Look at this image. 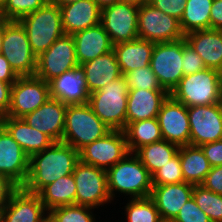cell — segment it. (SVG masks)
<instances>
[{"mask_svg":"<svg viewBox=\"0 0 222 222\" xmlns=\"http://www.w3.org/2000/svg\"><path fill=\"white\" fill-rule=\"evenodd\" d=\"M79 161V152L71 145L54 142L50 147L30 157L29 174L22 188L38 194L58 178L72 174Z\"/></svg>","mask_w":222,"mask_h":222,"instance_id":"cell-1","label":"cell"},{"mask_svg":"<svg viewBox=\"0 0 222 222\" xmlns=\"http://www.w3.org/2000/svg\"><path fill=\"white\" fill-rule=\"evenodd\" d=\"M128 153L122 160L110 167L107 173V187L111 200L114 191L131 195L134 198L150 197L152 176L139 158Z\"/></svg>","mask_w":222,"mask_h":222,"instance_id":"cell-2","label":"cell"},{"mask_svg":"<svg viewBox=\"0 0 222 222\" xmlns=\"http://www.w3.org/2000/svg\"><path fill=\"white\" fill-rule=\"evenodd\" d=\"M170 95L187 107L221 103L222 73L205 68L197 73L184 75Z\"/></svg>","mask_w":222,"mask_h":222,"instance_id":"cell-3","label":"cell"},{"mask_svg":"<svg viewBox=\"0 0 222 222\" xmlns=\"http://www.w3.org/2000/svg\"><path fill=\"white\" fill-rule=\"evenodd\" d=\"M111 130L88 103L67 104L62 142L71 145L78 152Z\"/></svg>","mask_w":222,"mask_h":222,"instance_id":"cell-4","label":"cell"},{"mask_svg":"<svg viewBox=\"0 0 222 222\" xmlns=\"http://www.w3.org/2000/svg\"><path fill=\"white\" fill-rule=\"evenodd\" d=\"M129 86L123 75L89 94L88 104L112 130H124Z\"/></svg>","mask_w":222,"mask_h":222,"instance_id":"cell-5","label":"cell"},{"mask_svg":"<svg viewBox=\"0 0 222 222\" xmlns=\"http://www.w3.org/2000/svg\"><path fill=\"white\" fill-rule=\"evenodd\" d=\"M19 22L26 29L33 53L38 57L65 34L60 7L48 1Z\"/></svg>","mask_w":222,"mask_h":222,"instance_id":"cell-6","label":"cell"},{"mask_svg":"<svg viewBox=\"0 0 222 222\" xmlns=\"http://www.w3.org/2000/svg\"><path fill=\"white\" fill-rule=\"evenodd\" d=\"M18 76H33L37 57L33 53L26 29L19 21L4 19L2 53Z\"/></svg>","mask_w":222,"mask_h":222,"instance_id":"cell-7","label":"cell"},{"mask_svg":"<svg viewBox=\"0 0 222 222\" xmlns=\"http://www.w3.org/2000/svg\"><path fill=\"white\" fill-rule=\"evenodd\" d=\"M79 67L72 35L59 37L45 52L37 57L35 75L49 83L64 72Z\"/></svg>","mask_w":222,"mask_h":222,"instance_id":"cell-8","label":"cell"},{"mask_svg":"<svg viewBox=\"0 0 222 222\" xmlns=\"http://www.w3.org/2000/svg\"><path fill=\"white\" fill-rule=\"evenodd\" d=\"M137 21L140 39L160 43L180 40L185 36L178 19L156 9L150 3L139 6Z\"/></svg>","mask_w":222,"mask_h":222,"instance_id":"cell-9","label":"cell"},{"mask_svg":"<svg viewBox=\"0 0 222 222\" xmlns=\"http://www.w3.org/2000/svg\"><path fill=\"white\" fill-rule=\"evenodd\" d=\"M49 83L36 75L19 76L11 87L10 107L6 116L23 118L50 98Z\"/></svg>","mask_w":222,"mask_h":222,"instance_id":"cell-10","label":"cell"},{"mask_svg":"<svg viewBox=\"0 0 222 222\" xmlns=\"http://www.w3.org/2000/svg\"><path fill=\"white\" fill-rule=\"evenodd\" d=\"M76 204L97 208L111 201L105 170L79 161L73 172Z\"/></svg>","mask_w":222,"mask_h":222,"instance_id":"cell-11","label":"cell"},{"mask_svg":"<svg viewBox=\"0 0 222 222\" xmlns=\"http://www.w3.org/2000/svg\"><path fill=\"white\" fill-rule=\"evenodd\" d=\"M181 62L182 39L154 44L150 66L161 87L169 93L184 76Z\"/></svg>","mask_w":222,"mask_h":222,"instance_id":"cell-12","label":"cell"},{"mask_svg":"<svg viewBox=\"0 0 222 222\" xmlns=\"http://www.w3.org/2000/svg\"><path fill=\"white\" fill-rule=\"evenodd\" d=\"M138 9V6L124 1L101 9L100 24L113 45L139 38Z\"/></svg>","mask_w":222,"mask_h":222,"instance_id":"cell-13","label":"cell"},{"mask_svg":"<svg viewBox=\"0 0 222 222\" xmlns=\"http://www.w3.org/2000/svg\"><path fill=\"white\" fill-rule=\"evenodd\" d=\"M129 153L126 136L122 130L108 134L86 145L79 151L80 161L107 171Z\"/></svg>","mask_w":222,"mask_h":222,"instance_id":"cell-14","label":"cell"},{"mask_svg":"<svg viewBox=\"0 0 222 222\" xmlns=\"http://www.w3.org/2000/svg\"><path fill=\"white\" fill-rule=\"evenodd\" d=\"M190 145L222 140V102L188 107Z\"/></svg>","mask_w":222,"mask_h":222,"instance_id":"cell-15","label":"cell"},{"mask_svg":"<svg viewBox=\"0 0 222 222\" xmlns=\"http://www.w3.org/2000/svg\"><path fill=\"white\" fill-rule=\"evenodd\" d=\"M162 139L175 145H190L188 107L171 95L163 102L157 116Z\"/></svg>","mask_w":222,"mask_h":222,"instance_id":"cell-16","label":"cell"},{"mask_svg":"<svg viewBox=\"0 0 222 222\" xmlns=\"http://www.w3.org/2000/svg\"><path fill=\"white\" fill-rule=\"evenodd\" d=\"M30 157L0 124V175L22 187L29 174Z\"/></svg>","mask_w":222,"mask_h":222,"instance_id":"cell-17","label":"cell"},{"mask_svg":"<svg viewBox=\"0 0 222 222\" xmlns=\"http://www.w3.org/2000/svg\"><path fill=\"white\" fill-rule=\"evenodd\" d=\"M38 194L18 187L0 212V222H43L48 212ZM45 217H44V216Z\"/></svg>","mask_w":222,"mask_h":222,"instance_id":"cell-18","label":"cell"},{"mask_svg":"<svg viewBox=\"0 0 222 222\" xmlns=\"http://www.w3.org/2000/svg\"><path fill=\"white\" fill-rule=\"evenodd\" d=\"M66 108V103L50 97L35 111L26 114L23 119L29 126L48 135L54 142H62Z\"/></svg>","mask_w":222,"mask_h":222,"instance_id":"cell-19","label":"cell"},{"mask_svg":"<svg viewBox=\"0 0 222 222\" xmlns=\"http://www.w3.org/2000/svg\"><path fill=\"white\" fill-rule=\"evenodd\" d=\"M152 186L150 198L162 221H173L186 201L193 197L194 185L188 182Z\"/></svg>","mask_w":222,"mask_h":222,"instance_id":"cell-20","label":"cell"},{"mask_svg":"<svg viewBox=\"0 0 222 222\" xmlns=\"http://www.w3.org/2000/svg\"><path fill=\"white\" fill-rule=\"evenodd\" d=\"M169 95L167 90L129 89L126 126L132 122L157 118L163 102Z\"/></svg>","mask_w":222,"mask_h":222,"instance_id":"cell-21","label":"cell"},{"mask_svg":"<svg viewBox=\"0 0 222 222\" xmlns=\"http://www.w3.org/2000/svg\"><path fill=\"white\" fill-rule=\"evenodd\" d=\"M50 96L66 104L88 103L89 92L85 76L79 67L64 72L49 82Z\"/></svg>","mask_w":222,"mask_h":222,"instance_id":"cell-22","label":"cell"},{"mask_svg":"<svg viewBox=\"0 0 222 222\" xmlns=\"http://www.w3.org/2000/svg\"><path fill=\"white\" fill-rule=\"evenodd\" d=\"M65 34L88 29L100 24L101 8L94 0H79L60 7Z\"/></svg>","mask_w":222,"mask_h":222,"instance_id":"cell-23","label":"cell"},{"mask_svg":"<svg viewBox=\"0 0 222 222\" xmlns=\"http://www.w3.org/2000/svg\"><path fill=\"white\" fill-rule=\"evenodd\" d=\"M79 66L113 50L112 41L101 24L72 35Z\"/></svg>","mask_w":222,"mask_h":222,"instance_id":"cell-24","label":"cell"},{"mask_svg":"<svg viewBox=\"0 0 222 222\" xmlns=\"http://www.w3.org/2000/svg\"><path fill=\"white\" fill-rule=\"evenodd\" d=\"M184 39L199 54L206 68L222 73V30H197L187 33Z\"/></svg>","mask_w":222,"mask_h":222,"instance_id":"cell-25","label":"cell"},{"mask_svg":"<svg viewBox=\"0 0 222 222\" xmlns=\"http://www.w3.org/2000/svg\"><path fill=\"white\" fill-rule=\"evenodd\" d=\"M0 124L29 157L45 150L54 143L48 135L29 126L23 118L3 116L0 118Z\"/></svg>","mask_w":222,"mask_h":222,"instance_id":"cell-26","label":"cell"},{"mask_svg":"<svg viewBox=\"0 0 222 222\" xmlns=\"http://www.w3.org/2000/svg\"><path fill=\"white\" fill-rule=\"evenodd\" d=\"M80 68L85 76L89 94L122 75L113 50L81 64Z\"/></svg>","mask_w":222,"mask_h":222,"instance_id":"cell-27","label":"cell"},{"mask_svg":"<svg viewBox=\"0 0 222 222\" xmlns=\"http://www.w3.org/2000/svg\"><path fill=\"white\" fill-rule=\"evenodd\" d=\"M154 44V42L137 38L113 45L121 74L124 76L137 68L149 66Z\"/></svg>","mask_w":222,"mask_h":222,"instance_id":"cell-28","label":"cell"},{"mask_svg":"<svg viewBox=\"0 0 222 222\" xmlns=\"http://www.w3.org/2000/svg\"><path fill=\"white\" fill-rule=\"evenodd\" d=\"M178 153L184 182L200 185L211 170V165L200 146H180Z\"/></svg>","mask_w":222,"mask_h":222,"instance_id":"cell-29","label":"cell"},{"mask_svg":"<svg viewBox=\"0 0 222 222\" xmlns=\"http://www.w3.org/2000/svg\"><path fill=\"white\" fill-rule=\"evenodd\" d=\"M38 195L47 212L55 207L76 204V185L73 173L48 184Z\"/></svg>","mask_w":222,"mask_h":222,"instance_id":"cell-30","label":"cell"},{"mask_svg":"<svg viewBox=\"0 0 222 222\" xmlns=\"http://www.w3.org/2000/svg\"><path fill=\"white\" fill-rule=\"evenodd\" d=\"M123 131L130 153H134L144 145L162 140V133L157 118L129 123Z\"/></svg>","mask_w":222,"mask_h":222,"instance_id":"cell-31","label":"cell"},{"mask_svg":"<svg viewBox=\"0 0 222 222\" xmlns=\"http://www.w3.org/2000/svg\"><path fill=\"white\" fill-rule=\"evenodd\" d=\"M179 150V146L162 139L137 149L135 154L152 176L158 169L166 165Z\"/></svg>","mask_w":222,"mask_h":222,"instance_id":"cell-32","label":"cell"},{"mask_svg":"<svg viewBox=\"0 0 222 222\" xmlns=\"http://www.w3.org/2000/svg\"><path fill=\"white\" fill-rule=\"evenodd\" d=\"M213 0H187L180 26L183 33L210 29V10Z\"/></svg>","mask_w":222,"mask_h":222,"instance_id":"cell-33","label":"cell"},{"mask_svg":"<svg viewBox=\"0 0 222 222\" xmlns=\"http://www.w3.org/2000/svg\"><path fill=\"white\" fill-rule=\"evenodd\" d=\"M125 209L128 222H162L159 211L150 197L131 199Z\"/></svg>","mask_w":222,"mask_h":222,"instance_id":"cell-34","label":"cell"},{"mask_svg":"<svg viewBox=\"0 0 222 222\" xmlns=\"http://www.w3.org/2000/svg\"><path fill=\"white\" fill-rule=\"evenodd\" d=\"M193 198L211 222H222V195L200 185H194Z\"/></svg>","mask_w":222,"mask_h":222,"instance_id":"cell-35","label":"cell"},{"mask_svg":"<svg viewBox=\"0 0 222 222\" xmlns=\"http://www.w3.org/2000/svg\"><path fill=\"white\" fill-rule=\"evenodd\" d=\"M48 0H3L0 4V17L8 21H19L40 7Z\"/></svg>","mask_w":222,"mask_h":222,"instance_id":"cell-36","label":"cell"},{"mask_svg":"<svg viewBox=\"0 0 222 222\" xmlns=\"http://www.w3.org/2000/svg\"><path fill=\"white\" fill-rule=\"evenodd\" d=\"M92 209L94 208L77 204L59 206L51 209L48 217L52 222H94L95 218L90 211Z\"/></svg>","mask_w":222,"mask_h":222,"instance_id":"cell-37","label":"cell"},{"mask_svg":"<svg viewBox=\"0 0 222 222\" xmlns=\"http://www.w3.org/2000/svg\"><path fill=\"white\" fill-rule=\"evenodd\" d=\"M129 89L165 90L159 84L151 66L137 68L124 75Z\"/></svg>","mask_w":222,"mask_h":222,"instance_id":"cell-38","label":"cell"},{"mask_svg":"<svg viewBox=\"0 0 222 222\" xmlns=\"http://www.w3.org/2000/svg\"><path fill=\"white\" fill-rule=\"evenodd\" d=\"M181 182H184V177L179 153L152 175V185L177 184Z\"/></svg>","mask_w":222,"mask_h":222,"instance_id":"cell-39","label":"cell"},{"mask_svg":"<svg viewBox=\"0 0 222 222\" xmlns=\"http://www.w3.org/2000/svg\"><path fill=\"white\" fill-rule=\"evenodd\" d=\"M182 69L184 75L194 74L205 69L202 58L198 53L182 38Z\"/></svg>","mask_w":222,"mask_h":222,"instance_id":"cell-40","label":"cell"},{"mask_svg":"<svg viewBox=\"0 0 222 222\" xmlns=\"http://www.w3.org/2000/svg\"><path fill=\"white\" fill-rule=\"evenodd\" d=\"M173 222H211L210 218L197 205L192 197L182 206Z\"/></svg>","mask_w":222,"mask_h":222,"instance_id":"cell-41","label":"cell"},{"mask_svg":"<svg viewBox=\"0 0 222 222\" xmlns=\"http://www.w3.org/2000/svg\"><path fill=\"white\" fill-rule=\"evenodd\" d=\"M187 0H150L149 3L156 9L180 21L183 16Z\"/></svg>","mask_w":222,"mask_h":222,"instance_id":"cell-42","label":"cell"},{"mask_svg":"<svg viewBox=\"0 0 222 222\" xmlns=\"http://www.w3.org/2000/svg\"><path fill=\"white\" fill-rule=\"evenodd\" d=\"M201 185L214 193L222 195V165L211 167Z\"/></svg>","mask_w":222,"mask_h":222,"instance_id":"cell-43","label":"cell"},{"mask_svg":"<svg viewBox=\"0 0 222 222\" xmlns=\"http://www.w3.org/2000/svg\"><path fill=\"white\" fill-rule=\"evenodd\" d=\"M200 147L211 167L222 165V140L205 143Z\"/></svg>","mask_w":222,"mask_h":222,"instance_id":"cell-44","label":"cell"},{"mask_svg":"<svg viewBox=\"0 0 222 222\" xmlns=\"http://www.w3.org/2000/svg\"><path fill=\"white\" fill-rule=\"evenodd\" d=\"M18 187L12 183L7 177L0 175V209L2 210L9 201L11 194Z\"/></svg>","mask_w":222,"mask_h":222,"instance_id":"cell-45","label":"cell"},{"mask_svg":"<svg viewBox=\"0 0 222 222\" xmlns=\"http://www.w3.org/2000/svg\"><path fill=\"white\" fill-rule=\"evenodd\" d=\"M14 83L0 81V118L6 116L10 107L11 87Z\"/></svg>","mask_w":222,"mask_h":222,"instance_id":"cell-46","label":"cell"},{"mask_svg":"<svg viewBox=\"0 0 222 222\" xmlns=\"http://www.w3.org/2000/svg\"><path fill=\"white\" fill-rule=\"evenodd\" d=\"M18 75L11 68L8 60L0 54V81L6 83H14L18 79Z\"/></svg>","mask_w":222,"mask_h":222,"instance_id":"cell-47","label":"cell"},{"mask_svg":"<svg viewBox=\"0 0 222 222\" xmlns=\"http://www.w3.org/2000/svg\"><path fill=\"white\" fill-rule=\"evenodd\" d=\"M210 29L222 30V0H214L210 10Z\"/></svg>","mask_w":222,"mask_h":222,"instance_id":"cell-48","label":"cell"},{"mask_svg":"<svg viewBox=\"0 0 222 222\" xmlns=\"http://www.w3.org/2000/svg\"><path fill=\"white\" fill-rule=\"evenodd\" d=\"M97 5L102 9L104 7H107L109 5H113L119 1H122V0H94Z\"/></svg>","mask_w":222,"mask_h":222,"instance_id":"cell-49","label":"cell"},{"mask_svg":"<svg viewBox=\"0 0 222 222\" xmlns=\"http://www.w3.org/2000/svg\"><path fill=\"white\" fill-rule=\"evenodd\" d=\"M79 0H48L49 3L57 5L58 7H62L71 3H74Z\"/></svg>","mask_w":222,"mask_h":222,"instance_id":"cell-50","label":"cell"},{"mask_svg":"<svg viewBox=\"0 0 222 222\" xmlns=\"http://www.w3.org/2000/svg\"><path fill=\"white\" fill-rule=\"evenodd\" d=\"M3 35H4V19L0 17V54L2 53Z\"/></svg>","mask_w":222,"mask_h":222,"instance_id":"cell-51","label":"cell"},{"mask_svg":"<svg viewBox=\"0 0 222 222\" xmlns=\"http://www.w3.org/2000/svg\"><path fill=\"white\" fill-rule=\"evenodd\" d=\"M122 1L133 4V5H136V6L139 7V6H142L144 4L149 3L150 0H122Z\"/></svg>","mask_w":222,"mask_h":222,"instance_id":"cell-52","label":"cell"},{"mask_svg":"<svg viewBox=\"0 0 222 222\" xmlns=\"http://www.w3.org/2000/svg\"><path fill=\"white\" fill-rule=\"evenodd\" d=\"M43 222H52V220L49 217H47Z\"/></svg>","mask_w":222,"mask_h":222,"instance_id":"cell-53","label":"cell"}]
</instances>
